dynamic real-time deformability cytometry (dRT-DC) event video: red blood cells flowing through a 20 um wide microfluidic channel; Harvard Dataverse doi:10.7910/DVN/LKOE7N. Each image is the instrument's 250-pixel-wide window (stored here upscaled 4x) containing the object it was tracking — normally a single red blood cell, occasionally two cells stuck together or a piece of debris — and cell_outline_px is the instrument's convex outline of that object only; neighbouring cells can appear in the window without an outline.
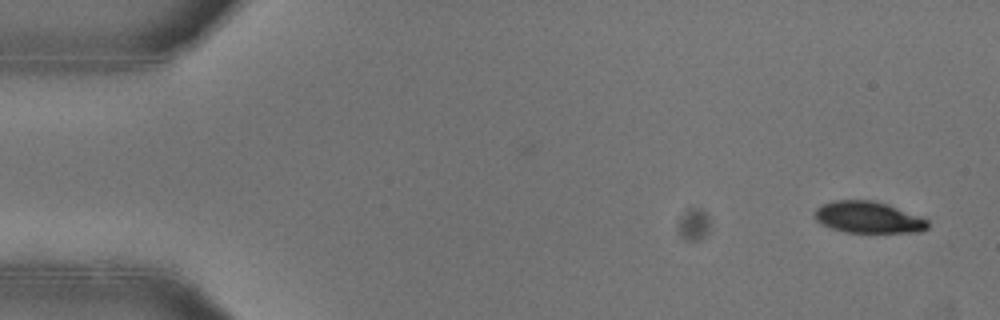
{"species": "common noctule bat (a hibernating species)", "species_latin": "Nyctalus noctula", "temperature_condition": "warm", "stored_images_in_passage": 53, "camera_frame_rate_fps": 3000, "um_per_image_px": 0.085, "animal": {"sex": "female"}, "frame": {"image": 1, "passage_image": 3, "time_ms": 0.667, "image_size_px": [1000, 320], "cell_outline_px": [[928, 228], [920, 232], [844, 232], [832, 228], [816, 220], [816, 208], [824, 204], [836, 200], [872, 200], [888, 204], [920, 216], [928, 220]], "centroid_in_image_um": [73.84, 18.47], "position_along_channel_um": 11.2, "area_um2": 20.58}}
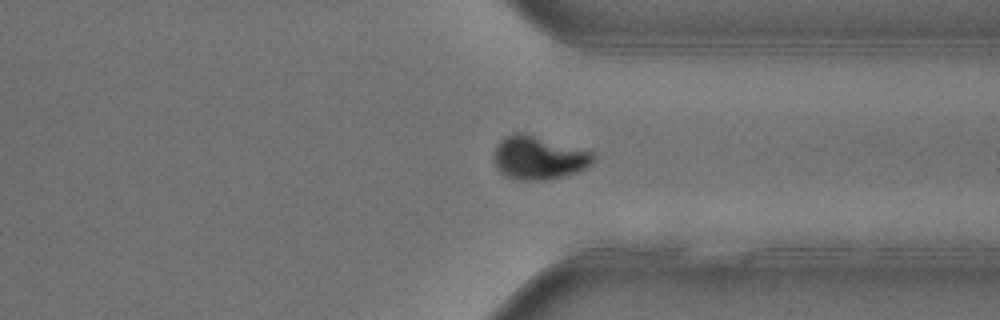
{"frame": {"image": 2, "passage_image": 40, "time_ms": 13.0, "image_size_px": [1000, 320], "cell_outline_px": [[596, 156], [592, 164], [576, 172], [544, 180], [520, 180], [508, 176], [500, 172], [496, 168], [496, 148], [500, 140], [516, 132], [528, 132], [588, 148]], "centroid_in_image_um": [45.88, 13.35], "position_along_channel_um": 365.5, "area_um2": 25.55}}
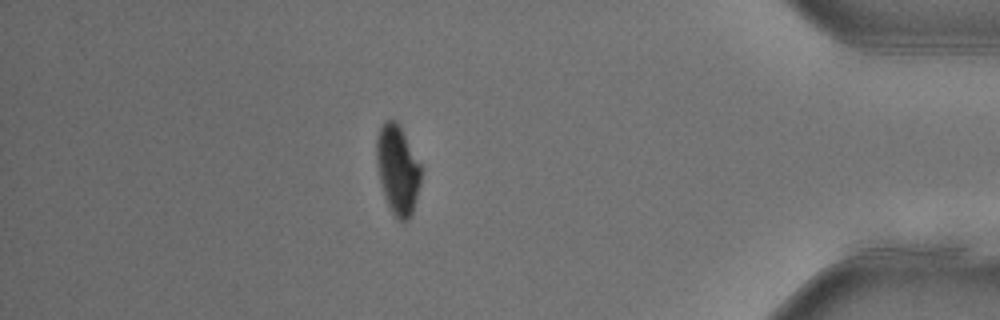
{"frame": {"image": 3, "passage_image": 46, "time_ms": 15.0, "image_size_px": [1000, 320], "cell_outline_px": [[420, 184], [412, 216], [408, 220], [400, 220], [392, 212], [384, 196], [376, 164], [376, 136], [384, 120], [396, 120], [420, 164]], "centroid_in_image_um": [33.78, 14.42], "position_along_channel_um": 401.4, "area_um2": 22.83}, "authors_computed_cell_mechanics": {"area_um2": 25.0274, "velocity_mm_per_s": 3.9425, "shape_relaxation_time_tau1_ms": 2.8697, "shape_relaxation_time_tau2_ms": null, "deformation_change_tau1": 0.1434, "deformation_change_tau2": null}}